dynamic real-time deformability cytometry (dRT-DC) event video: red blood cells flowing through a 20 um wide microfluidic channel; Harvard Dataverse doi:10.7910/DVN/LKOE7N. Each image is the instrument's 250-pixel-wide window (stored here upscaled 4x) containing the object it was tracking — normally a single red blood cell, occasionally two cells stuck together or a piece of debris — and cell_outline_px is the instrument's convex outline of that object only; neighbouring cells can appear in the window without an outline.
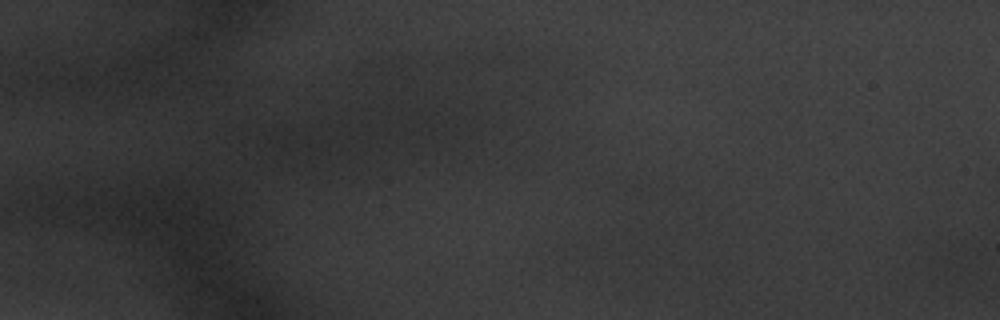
{"species": "common noctule bat (a hibernating species)", "species_latin": "Nyctalus noctula", "temperature_condition": "warm", "stored_images_in_passage": 8, "camera_frame_rate_fps": 3000, "um_per_image_px": 0.085, "animal": {"sex": "male", "body_mass_g": 20.1, "forearm_length_mm": 53.5}, "frame": {"image": 1, "passage_image": 7, "time_ms": 2.0, "image_size_px": [1000, 320], "cell_outline_px": [[244, 192], [232, 212], [212, 212], [180, 196], [176, 184], [200, 168], [244, 180]], "centroid_in_image_um": [18.02, 16.19], "position_along_channel_um": 67.0, "area_um2": 14.97}}